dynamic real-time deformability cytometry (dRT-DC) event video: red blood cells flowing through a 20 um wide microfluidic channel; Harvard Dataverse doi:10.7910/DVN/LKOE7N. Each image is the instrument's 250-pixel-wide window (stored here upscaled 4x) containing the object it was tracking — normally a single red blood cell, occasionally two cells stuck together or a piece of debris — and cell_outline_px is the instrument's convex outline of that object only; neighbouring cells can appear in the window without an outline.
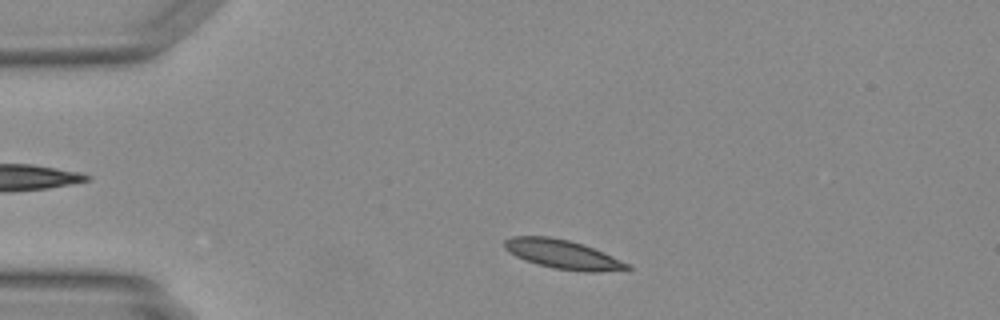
{"species": "Egyptian fruit bat (a non-hibernating species)", "species_latin": "Rousettus aegyptiacus", "temperature_condition": "warm", "stored_images_in_passage": 42, "camera_frame_rate_fps": 3000, "um_per_image_px": 0.085, "animal": {"sex": "female"}, "frame": {"image": 1, "passage_image": 4, "time_ms": 1.0, "image_size_px": [1000, 320], "cell_outline_px": [[632, 268], [628, 272], [584, 272], [552, 268], [536, 264], [524, 260], [516, 256], [504, 248], [504, 240], [512, 236], [548, 236], [568, 240], [584, 244], [604, 252], [628, 264]], "centroid_in_image_um": [47.9, 21.64], "position_along_channel_um": 37.1, "area_um2": 21.15}}
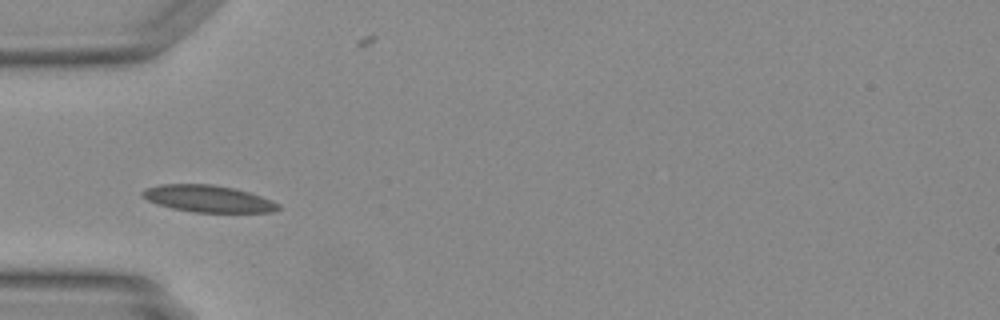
{"frame": {"image": 2, "passage_image": 9, "time_ms": 2.667, "image_size_px": [1000, 320], "cell_outline_px": [[280, 208], [272, 212], [192, 212], [172, 208], [156, 204], [140, 196], [140, 192], [148, 188], [160, 184], [212, 184], [232, 188], [248, 192], [272, 200], [280, 204]], "centroid_in_image_um": [17.66, 16.89], "position_along_channel_um": 67.3, "area_um2": 21.21}}
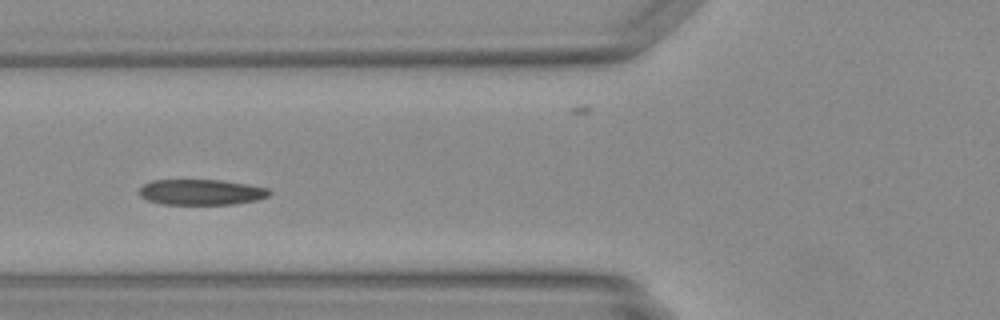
{"frame": {"image": 3, "passage_image": 12, "time_ms": 3.667, "image_size_px": [1000, 320], "cell_outline_px": [[272, 192], [268, 196], [256, 200], [236, 204], [164, 204], [148, 200], [140, 196], [140, 188], [144, 184], [152, 180], [220, 180], [268, 188]], "centroid_in_image_um": [17.11, 16.33], "position_along_channel_um": 108.7, "area_um2": 19.25}}